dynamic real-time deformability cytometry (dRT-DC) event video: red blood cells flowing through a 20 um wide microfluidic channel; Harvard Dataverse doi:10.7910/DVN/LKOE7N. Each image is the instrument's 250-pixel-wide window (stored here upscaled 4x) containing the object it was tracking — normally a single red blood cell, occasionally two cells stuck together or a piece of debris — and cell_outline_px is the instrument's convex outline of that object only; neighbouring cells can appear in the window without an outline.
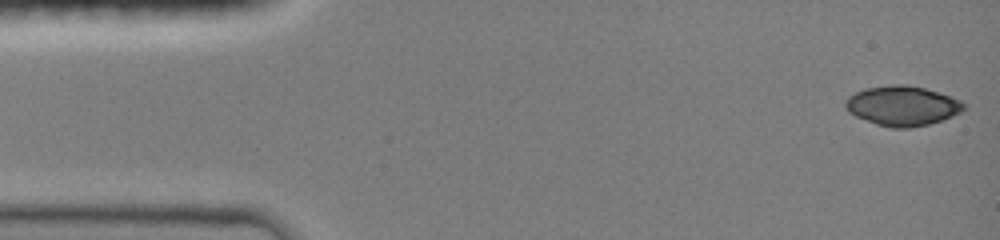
{"species": "common noctule bat (a hibernating species)", "species_latin": "Nyctalus noctula", "temperature_condition": "room temperature", "stored_images_in_passage": 45, "camera_frame_rate_fps": 3000, "um_per_image_px": 0.085, "animal": {"sex": "female", "body_mass_g": 19.0, "forearm_length_mm": 51.5}, "frame": {"image": 1, "passage_image": 1, "time_ms": 0.0, "image_size_px": [1000, 240], "cell_outline_px": [[964, 108], [960, 112], [952, 116], [928, 124], [908, 128], [892, 128], [876, 124], [856, 116], [848, 112], [844, 104], [844, 100], [848, 96], [864, 88], [892, 84], [908, 84], [940, 92], [952, 96], [960, 100], [964, 104]], "centroid_in_image_um": [76.67, 8.98], "position_along_channel_um": 8.3, "area_um2": 27.51}}
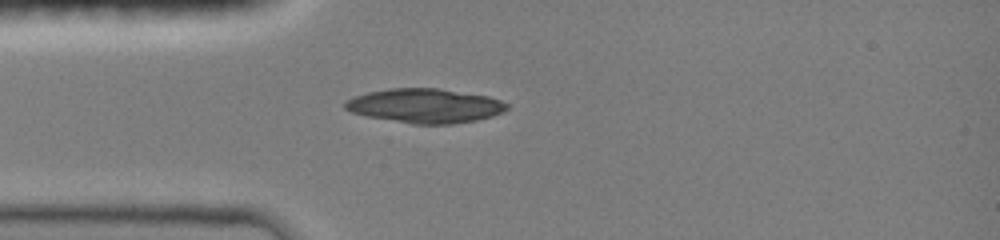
{"frame": {"image": 2, "passage_image": 12, "time_ms": 3.667, "image_size_px": [1000, 240], "cell_outline_px": [[508, 108], [504, 112], [492, 116], [476, 120], [452, 124], [412, 124], [368, 116], [352, 112], [344, 108], [344, 104], [348, 100], [356, 96], [368, 92], [392, 88], [436, 88], [488, 96], [500, 100], [508, 104]], "centroid_in_image_um": [36.16, 8.99], "position_along_channel_um": 48.8, "area_um2": 32.08}}
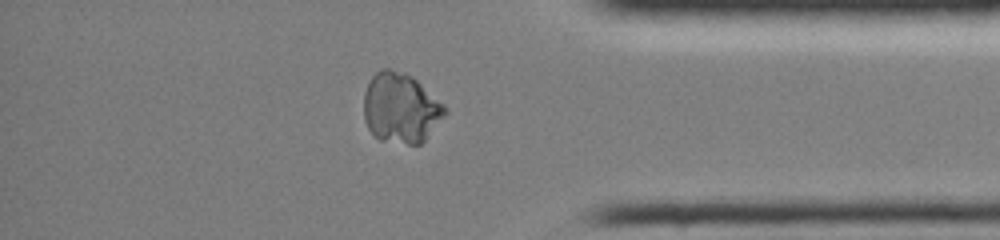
{"frame": {"image": 3, "passage_image": 39, "time_ms": 12.667, "image_size_px": [1000, 240], "cell_outline_px": [[448, 112], [424, 140], [420, 144], [408, 144], [380, 140], [368, 128], [364, 120], [364, 92], [372, 76], [380, 68], [388, 68], [404, 72], [412, 76], [444, 104], [448, 108]], "centroid_in_image_um": [34.06, 9.16], "position_along_channel_um": 401.1, "area_um2": 33.18}}